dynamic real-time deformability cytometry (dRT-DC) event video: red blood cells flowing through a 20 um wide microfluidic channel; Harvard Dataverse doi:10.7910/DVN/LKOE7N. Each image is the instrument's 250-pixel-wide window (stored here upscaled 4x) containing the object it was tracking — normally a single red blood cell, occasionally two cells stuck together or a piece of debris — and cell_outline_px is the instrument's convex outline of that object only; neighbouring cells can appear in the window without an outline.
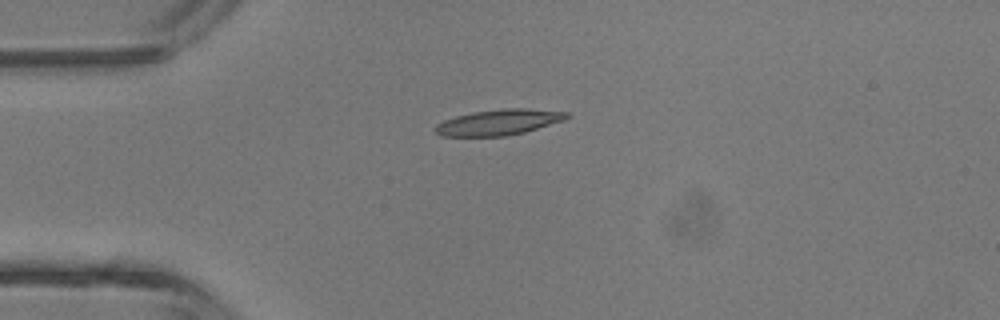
{"species": "common noctule bat (a hibernating species)", "species_latin": "Nyctalus noctula", "temperature_condition": "room temperature", "stored_images_in_passage": 2, "camera_frame_rate_fps": 3000, "um_per_image_px": 0.085, "animal": {"sex": "male", "body_mass_g": 13.3}, "frame": {"image": 1, "passage_image": 1, "time_ms": 0.0, "image_size_px": [1000, 320], "cell_outline_px": [[572, 116], [564, 120], [524, 132], [508, 136], [440, 136], [432, 128], [436, 124], [444, 120], [456, 116], [472, 112], [504, 108], [528, 108], [568, 112]], "centroid_in_image_um": [42.39, 10.39], "position_along_channel_um": 42.6, "area_um2": 19.83}}